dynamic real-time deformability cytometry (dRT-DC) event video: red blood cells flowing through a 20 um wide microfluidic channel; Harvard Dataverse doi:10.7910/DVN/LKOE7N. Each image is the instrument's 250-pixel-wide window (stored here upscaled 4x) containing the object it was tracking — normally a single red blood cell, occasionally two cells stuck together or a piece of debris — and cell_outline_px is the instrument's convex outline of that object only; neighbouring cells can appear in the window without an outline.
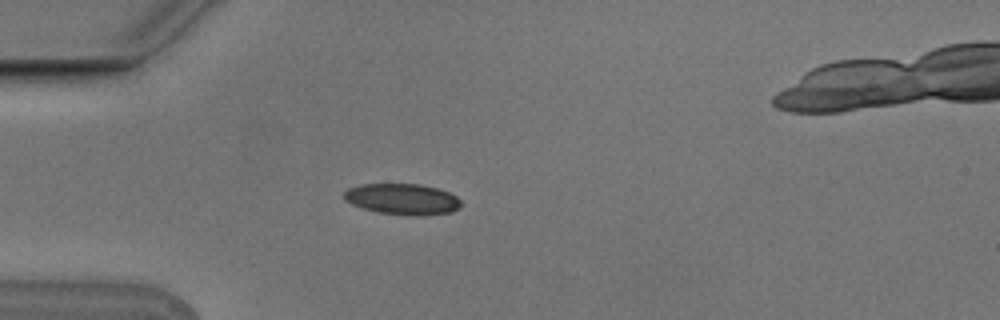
{"species": "Egyptian fruit bat (a non-hibernating species)", "species_latin": "Rousettus aegyptiacus", "temperature_condition": "cold", "stored_images_in_passage": 4, "camera_frame_rate_fps": 3000, "um_per_image_px": 0.085, "animal": {"sex": "male"}, "frame": {"image": 1, "passage_image": 4, "time_ms": 1.0, "image_size_px": [1000, 320], "cell_outline_px": [[464, 204], [460, 208], [452, 212], [420, 216], [412, 216], [376, 212], [352, 204], [344, 200], [344, 192], [348, 188], [360, 184], [420, 184], [436, 188], [448, 192], [456, 196]], "centroid_in_image_um": [34.23, 16.93], "position_along_channel_um": 50.8, "area_um2": 21.33}}